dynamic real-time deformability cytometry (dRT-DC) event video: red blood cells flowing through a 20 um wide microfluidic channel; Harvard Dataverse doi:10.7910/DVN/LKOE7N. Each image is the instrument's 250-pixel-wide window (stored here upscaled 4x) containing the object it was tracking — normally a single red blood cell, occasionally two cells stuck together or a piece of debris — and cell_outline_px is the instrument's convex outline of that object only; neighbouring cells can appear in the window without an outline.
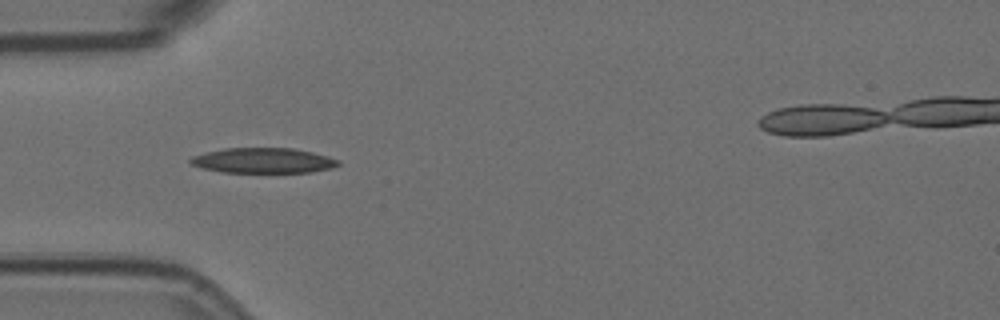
{"species": "Egyptian fruit bat (a non-hibernating species)", "species_latin": "Rousettus aegyptiacus", "temperature_condition": "room temperature", "stored_images_in_passage": 5, "camera_frame_rate_fps": 3000, "um_per_image_px": 0.085, "animal": {"sex": "female"}, "frame": {"image": 1, "passage_image": 4, "time_ms": 1.0, "image_size_px": [1000, 320], "cell_outline_px": [[340, 164], [332, 168], [312, 172], [220, 172], [188, 164], [188, 160], [192, 156], [224, 148], [292, 148], [312, 152], [328, 156], [340, 160]], "centroid_in_image_um": [22.37, 13.64], "position_along_channel_um": 62.6, "area_um2": 21.73}}
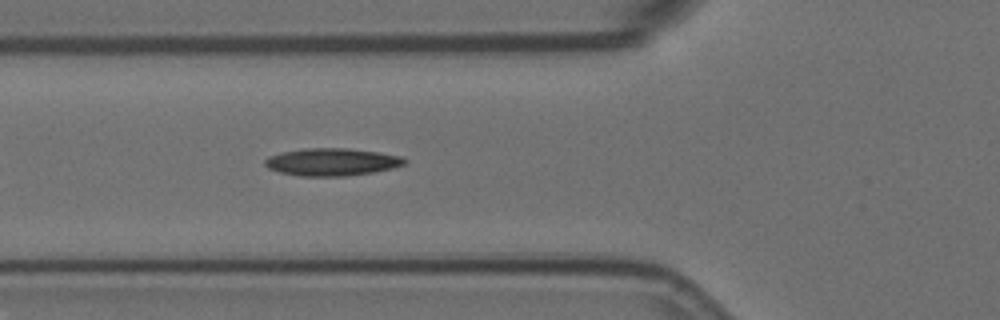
{"frame": {"image": 2, "passage_image": 5, "time_ms": 1.333, "image_size_px": [1000, 320], "cell_outline_px": [[408, 160], [404, 164], [392, 168], [372, 172], [348, 176], [300, 176], [280, 172], [268, 168], [264, 164], [264, 160], [268, 156], [280, 152], [308, 148], [348, 148], [404, 156]], "centroid_in_image_um": [28.2, 13.76], "position_along_channel_um": 97.6, "area_um2": 22.43}}